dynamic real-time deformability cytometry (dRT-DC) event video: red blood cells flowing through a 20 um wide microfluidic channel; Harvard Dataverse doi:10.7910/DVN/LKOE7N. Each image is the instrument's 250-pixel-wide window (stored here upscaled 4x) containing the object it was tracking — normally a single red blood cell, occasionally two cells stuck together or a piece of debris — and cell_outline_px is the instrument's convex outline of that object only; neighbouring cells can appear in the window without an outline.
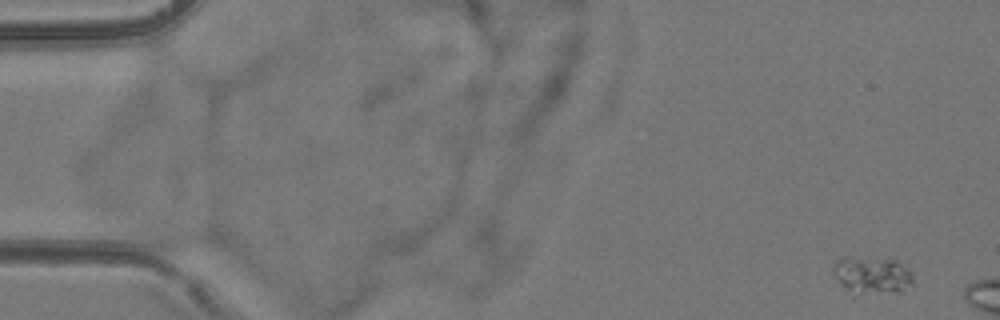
{"species": "common noctule bat (a hibernating species)", "species_latin": "Nyctalus noctula", "temperature_condition": "room temperature", "stored_images_in_passage": 3, "camera_frame_rate_fps": 3000, "um_per_image_px": 0.085, "animal": {"sex": "female", "body_mass_g": 24.6, "forearm_length_mm": 56.2}, "frame": {"image": 1, "passage_image": 1, "time_ms": 0.0, "image_size_px": [1000, 320], "cell_outline_px": [[912, 284], [900, 292], [896, 292], [848, 288], [840, 284], [832, 272], [832, 264], [836, 260], [844, 256], [852, 256], [896, 260], [912, 276]], "centroid_in_image_um": [74.07, 23.29], "position_along_channel_um": 10.9, "area_um2": 16.3}}